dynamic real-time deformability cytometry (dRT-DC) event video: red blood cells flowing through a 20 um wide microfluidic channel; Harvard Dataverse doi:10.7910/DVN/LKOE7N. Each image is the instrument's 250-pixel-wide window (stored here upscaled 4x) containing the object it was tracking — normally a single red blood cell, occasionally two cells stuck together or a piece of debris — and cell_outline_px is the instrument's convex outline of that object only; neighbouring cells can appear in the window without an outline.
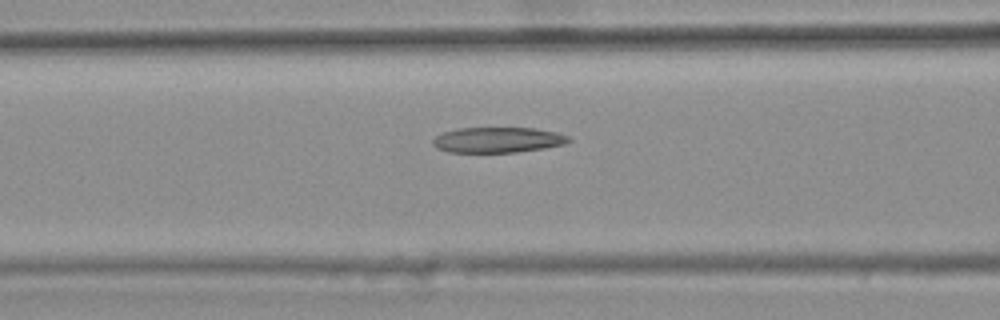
{"species": "common noctule bat (a hibernating species)", "species_latin": "Nyctalus noctula", "temperature_condition": "warm", "stored_images_in_passage": 22, "camera_frame_rate_fps": 3000, "um_per_image_px": 0.085, "animal": {"sex": "female", "body_mass_g": 25.1}, "frame": {"image": 1, "passage_image": 7, "time_ms": 2.0, "image_size_px": [1000, 320], "cell_outline_px": [[572, 140], [564, 144], [544, 148], [516, 152], [448, 152], [436, 148], [432, 144], [432, 140], [436, 136], [444, 132], [460, 128], [536, 128], [556, 132], [568, 136]], "centroid_in_image_um": [42.3, 11.89], "position_along_channel_um": 124.3, "area_um2": 20.11}}
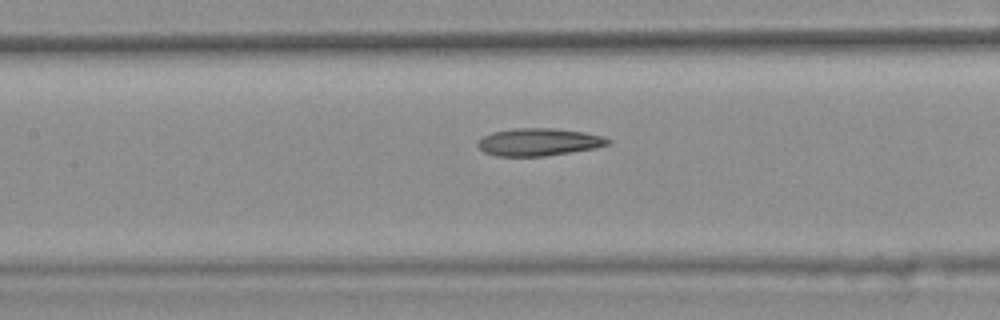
{"frame": {"image": 2, "passage_image": 10, "time_ms": 3.0, "image_size_px": [1000, 320], "cell_outline_px": [[612, 140], [608, 144], [596, 148], [544, 156], [496, 156], [484, 152], [476, 144], [484, 136], [492, 132], [516, 128], [552, 128], [584, 132], [604, 136]], "centroid_in_image_um": [45.81, 12.07], "position_along_channel_um": 161.6, "area_um2": 20.81}}
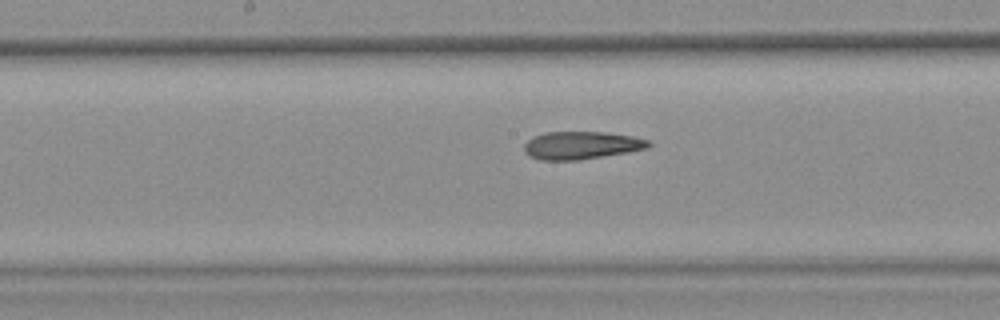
{"frame": {"image": 3, "passage_image": 13, "time_ms": 4.0, "image_size_px": [1000, 320], "cell_outline_px": [[652, 144], [648, 148], [628, 152], [580, 160], [540, 160], [528, 156], [524, 152], [524, 144], [532, 136], [544, 132], [608, 132], [632, 136], [648, 140]], "centroid_in_image_um": [49.39, 12.35], "position_along_channel_um": 198.8, "area_um2": 20.35}}